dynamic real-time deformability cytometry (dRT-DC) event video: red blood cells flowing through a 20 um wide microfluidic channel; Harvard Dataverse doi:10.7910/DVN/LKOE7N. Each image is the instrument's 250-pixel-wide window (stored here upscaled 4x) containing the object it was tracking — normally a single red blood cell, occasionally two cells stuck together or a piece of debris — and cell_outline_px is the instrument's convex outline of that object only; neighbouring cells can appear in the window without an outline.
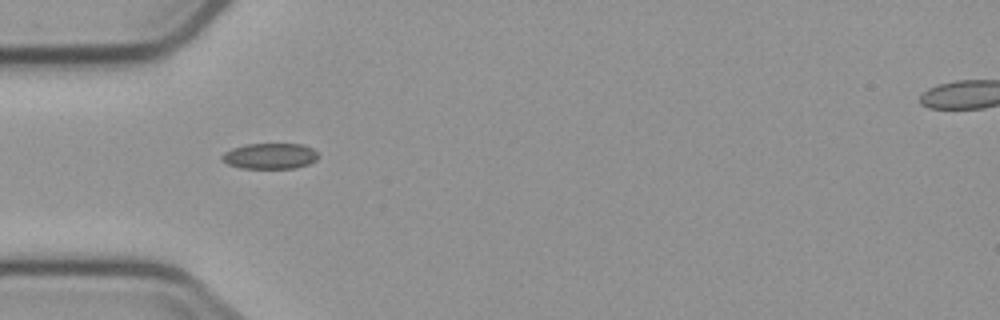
{"species": "common noctule bat (a hibernating species)", "species_latin": "Nyctalus noctula", "temperature_condition": "cold", "stored_images_in_passage": 7, "camera_frame_rate_fps": 3000, "um_per_image_px": 0.085, "animal": {"sex": "male", "body_mass_g": 23.1, "forearm_length_mm": 52.7}, "frame": {"image": 1, "passage_image": 1, "time_ms": 0.0, "image_size_px": [1000, 320], "cell_outline_px": [[320, 156], [316, 160], [308, 164], [292, 168], [240, 168], [228, 164], [220, 156], [224, 152], [232, 148], [244, 144], [304, 144], [312, 148]], "centroid_in_image_um": [22.95, 13.25], "position_along_channel_um": 62.0, "area_um2": 14.45}}
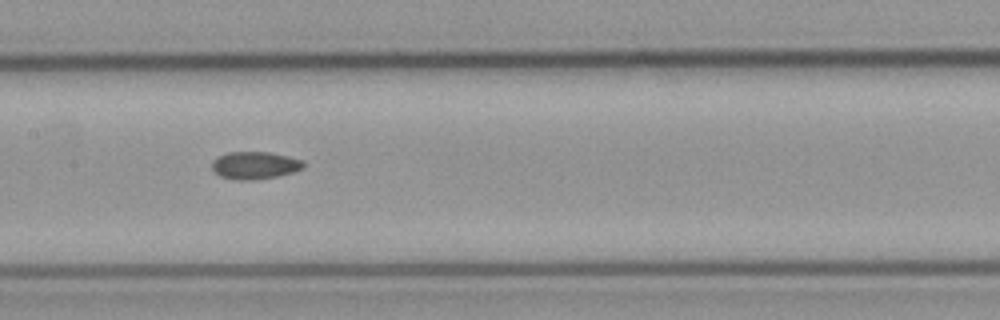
{"frame": {"image": 2, "passage_image": 4, "time_ms": 3.333, "image_size_px": [1000, 320], "cell_outline_px": [[304, 168], [292, 172], [276, 176], [252, 180], [240, 180], [220, 176], [212, 168], [212, 160], [228, 152], [268, 152], [288, 156], [304, 160]], "centroid_in_image_um": [21.68, 14.04], "position_along_channel_um": 185.7, "area_um2": 14.51}}
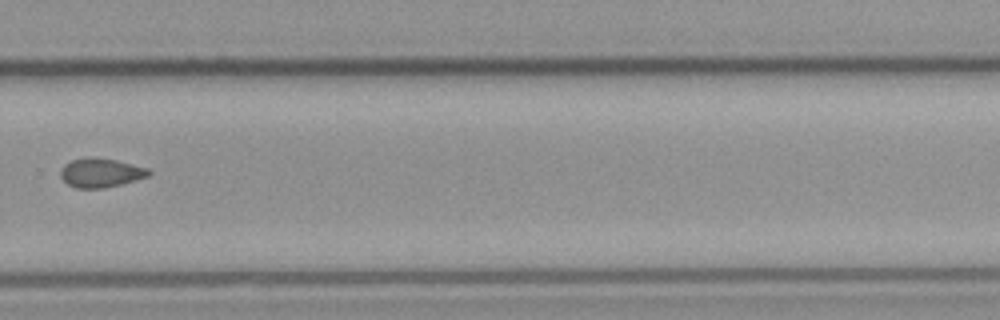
{"frame": {"image": 3, "passage_image": 7, "time_ms": 7.0, "image_size_px": [1000, 320], "cell_outline_px": [[152, 172], [148, 176], [120, 184], [104, 188], [76, 188], [68, 184], [60, 176], [60, 168], [64, 164], [72, 160], [88, 156], [92, 156], [116, 160], [148, 168]], "centroid_in_image_um": [8.53, 14.67], "position_along_channel_um": 321.3, "area_um2": 14.97}}